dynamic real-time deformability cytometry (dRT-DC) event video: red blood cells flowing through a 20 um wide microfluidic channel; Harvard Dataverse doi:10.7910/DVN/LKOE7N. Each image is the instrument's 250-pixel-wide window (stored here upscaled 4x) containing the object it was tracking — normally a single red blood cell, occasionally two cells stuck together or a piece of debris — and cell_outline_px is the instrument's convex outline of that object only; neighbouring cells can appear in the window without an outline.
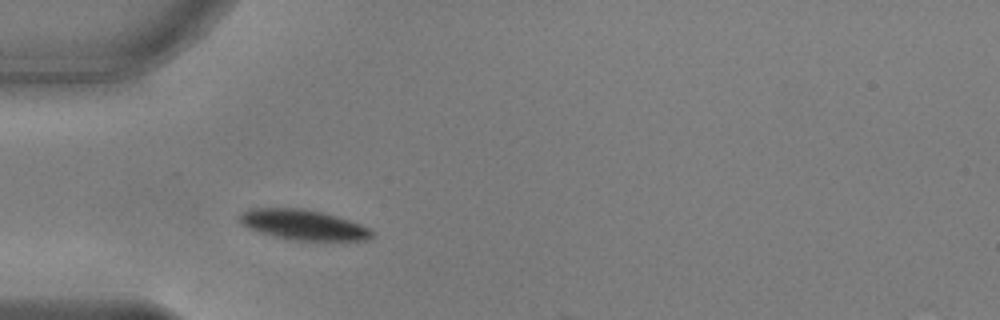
{"species": "common noctule bat (a hibernating species)", "species_latin": "Nyctalus noctula", "temperature_condition": "warm", "stored_images_in_passage": 4, "camera_frame_rate_fps": 3000, "um_per_image_px": 0.085, "animal": {"sex": "male", "body_mass_g": 17.9, "forearm_length_mm": 54.2}, "frame": {"image": 1, "passage_image": 1, "time_ms": 0.0, "image_size_px": [1000, 320], "cell_outline_px": [[376, 236], [368, 240], [296, 240], [272, 236], [248, 228], [240, 224], [236, 220], [236, 216], [240, 212], [248, 208], [300, 208], [320, 212], [336, 216], [360, 224], [376, 232]], "centroid_in_image_um": [25.72, 19.1], "position_along_channel_um": 59.3, "area_um2": 23.52}}